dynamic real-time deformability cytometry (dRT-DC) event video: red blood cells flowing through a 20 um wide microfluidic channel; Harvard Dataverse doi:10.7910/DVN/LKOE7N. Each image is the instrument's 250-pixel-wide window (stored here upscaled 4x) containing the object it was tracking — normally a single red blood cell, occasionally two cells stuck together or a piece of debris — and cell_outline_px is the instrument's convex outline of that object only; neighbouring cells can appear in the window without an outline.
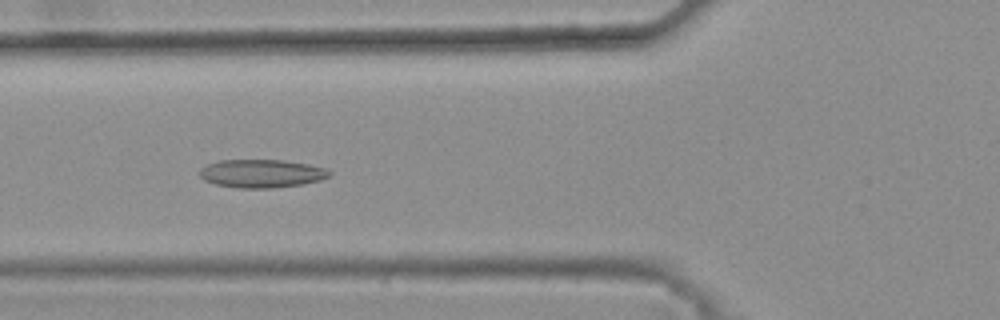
{"species": "common noctule bat (a hibernating species)", "species_latin": "Nyctalus noctula", "temperature_condition": "warm", "stored_images_in_passage": 44, "camera_frame_rate_fps": 3000, "um_per_image_px": 0.085, "animal": {"sex": "female", "body_mass_g": 25.1}, "frame": {"image": 1, "passage_image": 19, "time_ms": 6.0, "image_size_px": [1000, 320], "cell_outline_px": [[332, 172], [328, 176], [320, 180], [300, 184], [272, 188], [236, 188], [216, 184], [204, 180], [196, 172], [200, 168], [208, 164], [220, 160], [284, 160], [308, 164], [324, 168]], "centroid_in_image_um": [22.18, 14.74], "position_along_channel_um": 103.6, "area_um2": 21.33}}
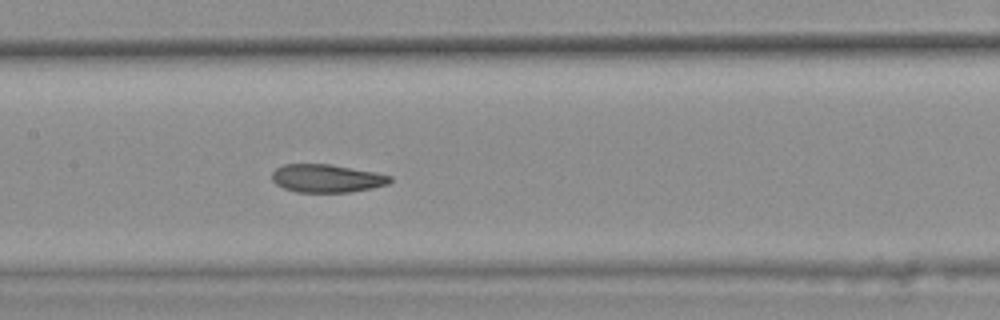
{"frame": {"image": 2, "passage_image": 25, "time_ms": 8.0, "image_size_px": [1000, 320], "cell_outline_px": [[392, 180], [388, 184], [372, 188], [352, 192], [296, 192], [284, 188], [276, 184], [272, 180], [272, 172], [276, 168], [284, 164], [332, 164], [376, 172], [392, 176]], "centroid_in_image_um": [27.79, 15.16], "position_along_channel_um": 179.6, "area_um2": 19.48}}
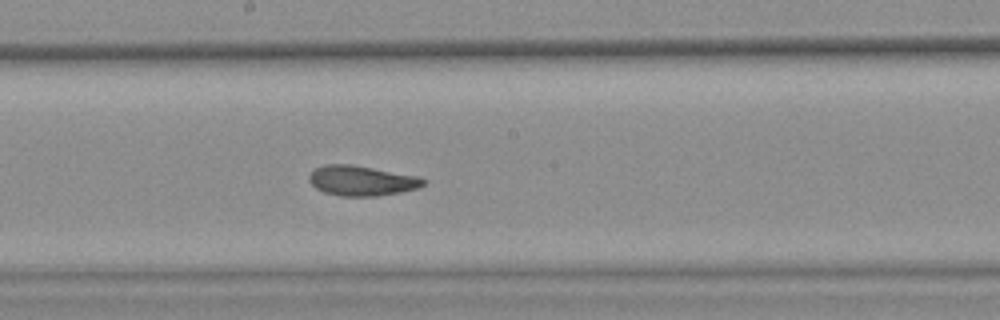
{"frame": {"image": 3, "passage_image": 28, "time_ms": 9.0, "image_size_px": [1000, 320], "cell_outline_px": [[428, 180], [420, 188], [400, 192], [376, 196], [340, 196], [324, 192], [316, 188], [308, 180], [308, 176], [316, 168], [328, 164], [352, 164], [420, 176]], "centroid_in_image_um": [30.79, 15.35], "position_along_channel_um": 217.4, "area_um2": 20.17}, "authors_computed_cell_mechanics": {"area_um2": 20.5768, "velocity_mm_per_s": 3.8006, "shape_relaxation_time_tau1_ms": null, "shape_relaxation_time_tau2_ms": 2.1242, "deformation_change_tau1": null, "deformation_change_tau2": 0.0654}}